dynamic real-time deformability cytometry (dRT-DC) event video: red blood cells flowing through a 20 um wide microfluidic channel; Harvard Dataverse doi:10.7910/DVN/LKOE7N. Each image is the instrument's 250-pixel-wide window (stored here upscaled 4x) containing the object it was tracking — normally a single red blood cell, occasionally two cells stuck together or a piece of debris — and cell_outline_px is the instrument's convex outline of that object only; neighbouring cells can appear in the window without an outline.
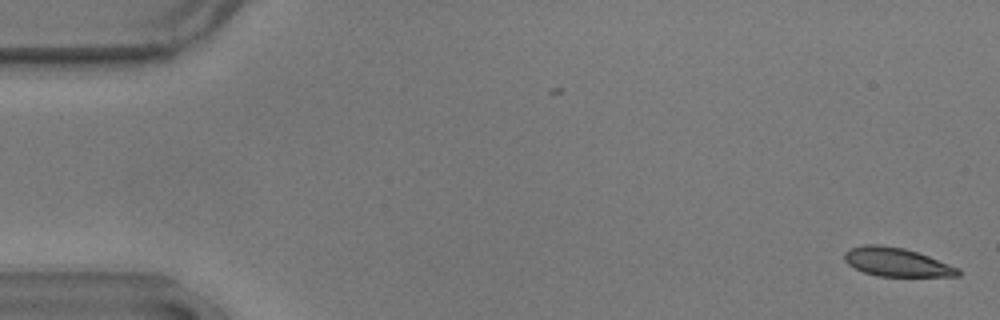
{"species": "common noctule bat (a hibernating species)", "species_latin": "Nyctalus noctula", "temperature_condition": "warm", "stored_images_in_passage": 56, "camera_frame_rate_fps": 3000, "um_per_image_px": 0.085, "animal": {"sex": "male", "body_mass_g": 17.9}, "frame": {"image": 1, "passage_image": 1, "time_ms": 0.0, "image_size_px": [1000, 320], "cell_outline_px": [[960, 276], [876, 276], [864, 272], [848, 264], [844, 260], [844, 252], [848, 248], [864, 244], [880, 244], [904, 248], [928, 256], [960, 268]], "centroid_in_image_um": [76.18, 22.27], "position_along_channel_um": 8.8, "area_um2": 19.02}}
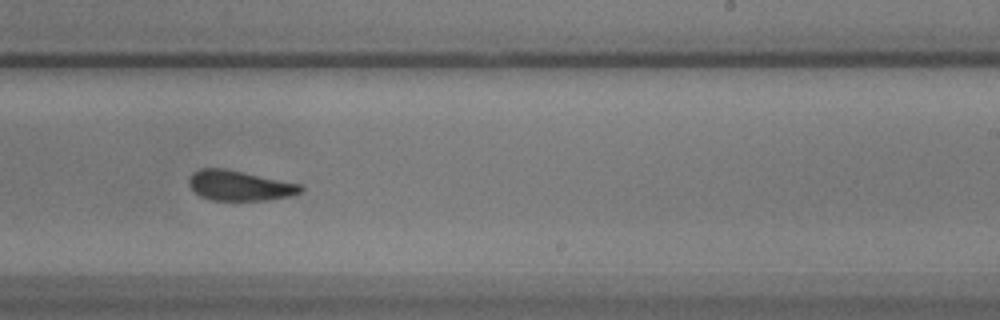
{"frame": {"image": 2, "passage_image": 34, "time_ms": 11.0, "image_size_px": [1000, 320], "cell_outline_px": [[304, 188], [300, 192], [288, 196], [264, 200], [212, 200], [200, 196], [188, 184], [188, 176], [192, 172], [200, 168], [228, 168], [304, 184]], "centroid_in_image_um": [20.37, 15.74], "position_along_channel_um": 268.6, "area_um2": 19.94}}
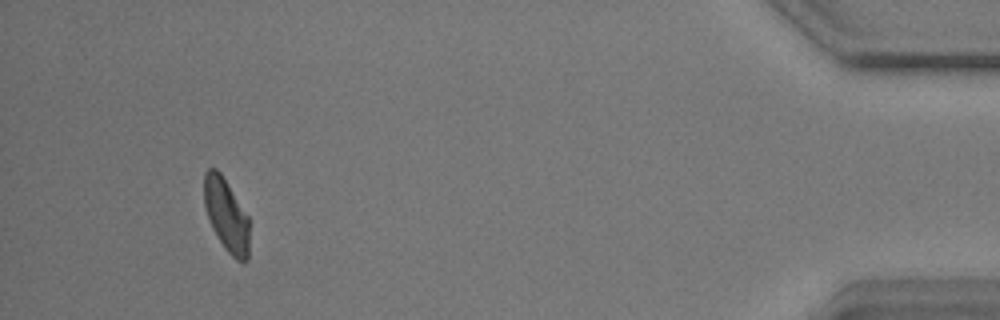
{"frame": {"image": 3, "passage_image": 52, "time_ms": 17.0, "image_size_px": [1000, 320], "cell_outline_px": [[248, 260], [244, 264], [236, 260], [224, 248], [212, 228], [204, 204], [204, 172], [208, 168], [216, 168], [220, 172], [248, 216]], "centroid_in_image_um": [19.23, 18.3], "position_along_channel_um": 416.0, "area_um2": 19.07}, "authors_computed_cell_mechanics": {"area_um2": 20.23, "velocity_mm_per_s": 3.5995, "shape_relaxation_time_tau1_ms": 6.7357, "shape_relaxation_time_tau2_ms": 1.5146, "deformation_change_tau1": 0.1491, "deformation_change_tau2": 0.0756}}